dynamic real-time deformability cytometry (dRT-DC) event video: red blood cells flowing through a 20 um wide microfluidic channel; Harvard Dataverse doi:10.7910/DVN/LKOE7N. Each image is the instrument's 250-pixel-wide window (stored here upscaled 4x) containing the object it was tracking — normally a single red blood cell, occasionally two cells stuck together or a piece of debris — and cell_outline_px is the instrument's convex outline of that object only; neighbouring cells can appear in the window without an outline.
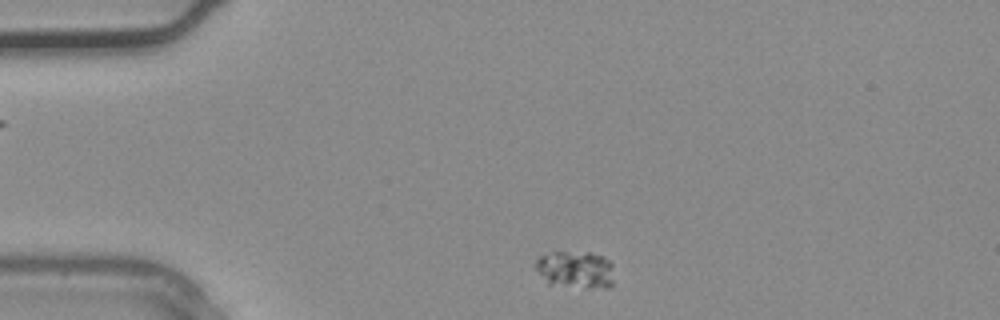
{"species": "common noctule bat (a hibernating species)", "species_latin": "Nyctalus noctula", "temperature_condition": "warm", "stored_images_in_passage": 30, "camera_frame_rate_fps": 3000, "um_per_image_px": 0.085, "animal": {"sex": "male", "body_mass_g": 20.4}, "frame": {"image": 1, "passage_image": 1, "time_ms": 0.0, "image_size_px": [1000, 320], "cell_outline_px": [[612, 288], [588, 288], [548, 284], [532, 264], [540, 256], [552, 252], [588, 252], [600, 256], [608, 260], [612, 264]], "centroid_in_image_um": [48.9, 22.93], "position_along_channel_um": 36.1, "area_um2": 17.17}}
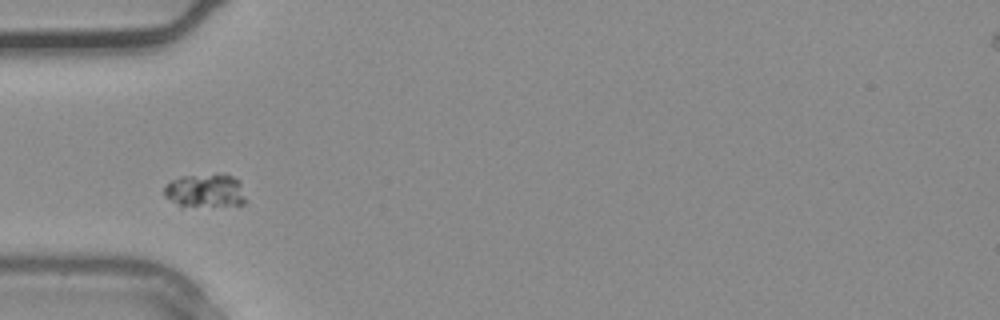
{"frame": {"image": 2, "passage_image": 5, "time_ms": 1.333, "image_size_px": [1000, 320], "cell_outline_px": [[244, 204], [180, 208], [164, 196], [164, 188], [172, 180], [180, 176], [216, 172], [224, 172], [240, 180], [244, 196]], "centroid_in_image_um": [17.42, 16.19], "position_along_channel_um": 67.6, "area_um2": 16.7}}